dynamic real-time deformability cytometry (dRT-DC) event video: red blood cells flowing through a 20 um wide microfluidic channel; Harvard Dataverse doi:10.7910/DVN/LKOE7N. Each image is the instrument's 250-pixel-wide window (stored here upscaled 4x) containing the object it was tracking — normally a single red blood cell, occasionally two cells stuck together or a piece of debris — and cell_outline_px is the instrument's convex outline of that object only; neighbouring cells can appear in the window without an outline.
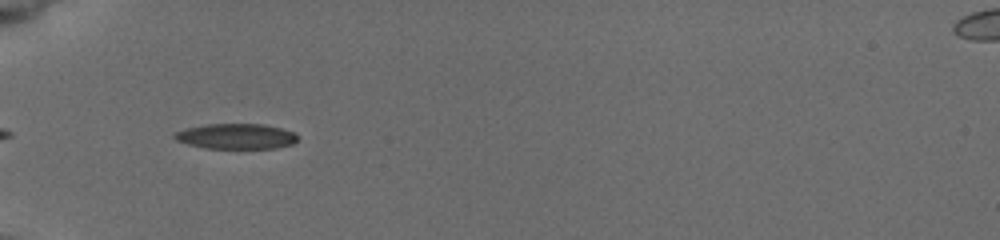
{"species": "common noctule bat (a hibernating species)", "species_latin": "Nyctalus noctula", "temperature_condition": "cold", "stored_images_in_passage": 22, "camera_frame_rate_fps": 3000, "um_per_image_px": 0.085, "animal": {"sex": "female", "body_mass_g": 19.5, "forearm_length_mm": 54.1}, "frame": {"image": 1, "passage_image": 2, "time_ms": 0.667, "image_size_px": [1000, 240], "cell_outline_px": [[296, 140], [292, 144], [276, 148], [204, 148], [188, 144], [176, 140], [172, 136], [172, 132], [184, 128], [204, 124], [264, 124], [280, 128], [292, 132], [296, 136]], "centroid_in_image_um": [19.98, 11.58], "position_along_channel_um": 65.0, "area_um2": 18.21}}
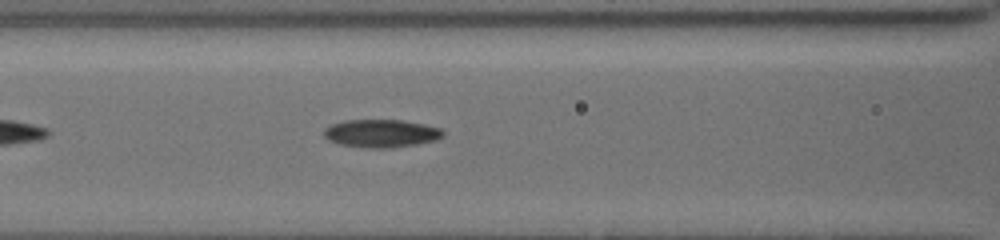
{"frame": {"image": 2, "passage_image": 12, "time_ms": 2.667, "image_size_px": [1000, 240], "cell_outline_px": [[444, 136], [436, 140], [416, 144], [392, 148], [364, 148], [340, 144], [328, 140], [324, 136], [324, 128], [332, 124], [344, 120], [404, 120], [424, 124], [440, 128], [444, 132]], "centroid_in_image_um": [32.4, 11.34], "position_along_channel_um": 134.2, "area_um2": 19.54}}
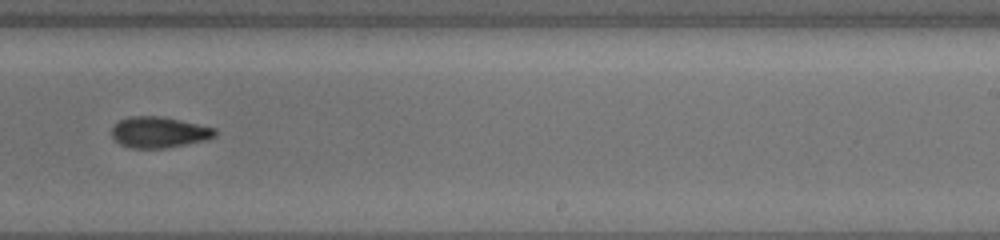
{"frame": {"image": 3, "passage_image": 21, "time_ms": 6.333, "image_size_px": [1000, 240], "cell_outline_px": [[216, 136], [204, 140], [164, 148], [128, 148], [120, 144], [112, 136], [112, 128], [120, 120], [128, 116], [164, 116], [216, 128]], "centroid_in_image_um": [13.51, 11.23], "position_along_channel_um": 275.5, "area_um2": 18.61}}